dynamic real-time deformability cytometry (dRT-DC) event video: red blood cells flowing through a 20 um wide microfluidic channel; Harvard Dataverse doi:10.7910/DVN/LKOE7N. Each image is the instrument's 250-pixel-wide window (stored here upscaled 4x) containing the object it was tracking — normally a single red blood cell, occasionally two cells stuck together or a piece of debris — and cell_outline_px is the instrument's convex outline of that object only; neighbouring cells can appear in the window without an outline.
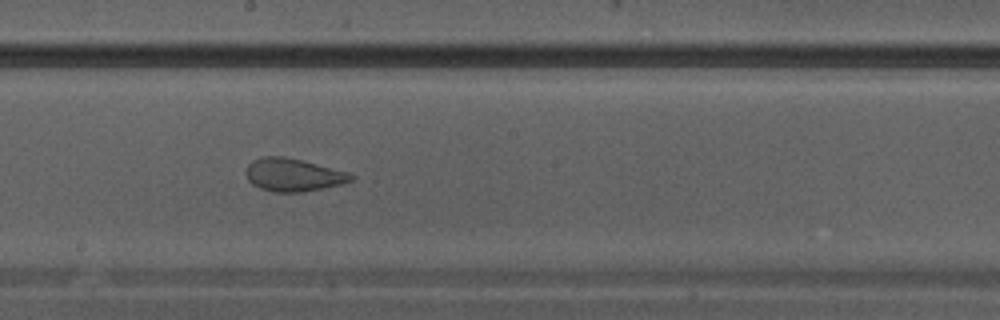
{"species": "Egyptian fruit bat (a non-hibernating species)", "species_latin": "Rousettus aegyptiacus", "temperature_condition": "warm", "stored_images_in_passage": 28, "camera_frame_rate_fps": 3000, "um_per_image_px": 0.085, "animal": {"sex": "male"}, "frame": {"image": 1, "passage_image": 16, "time_ms": 5.0, "image_size_px": [1000, 320], "cell_outline_px": [[356, 176], [352, 180], [344, 184], [324, 188], [300, 192], [276, 192], [260, 188], [252, 184], [248, 180], [244, 172], [248, 164], [252, 160], [260, 156], [284, 156], [348, 172]], "centroid_in_image_um": [24.9, 14.86], "position_along_channel_um": 223.3, "area_um2": 20.23}}